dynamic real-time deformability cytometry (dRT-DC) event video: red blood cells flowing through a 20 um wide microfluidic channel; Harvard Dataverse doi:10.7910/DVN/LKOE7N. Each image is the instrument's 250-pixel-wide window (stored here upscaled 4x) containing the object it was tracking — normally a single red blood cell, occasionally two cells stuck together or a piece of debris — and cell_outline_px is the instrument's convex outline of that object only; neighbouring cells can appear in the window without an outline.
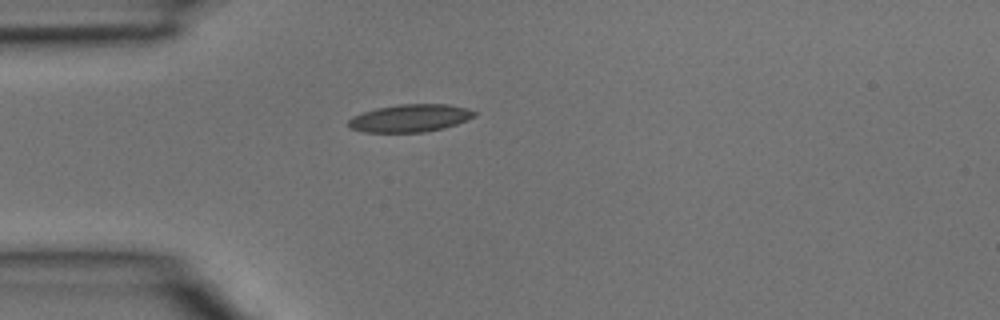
{"species": "common noctule bat (a hibernating species)", "species_latin": "Nyctalus noctula", "temperature_condition": "room temperature", "stored_images_in_passage": 3, "camera_frame_rate_fps": 3000, "um_per_image_px": 0.085, "animal": {"sex": "male", "body_mass_g": 15.6}, "frame": {"image": 1, "passage_image": 3, "time_ms": 0.667, "image_size_px": [1000, 320], "cell_outline_px": [[476, 116], [468, 120], [444, 128], [424, 132], [364, 132], [348, 128], [348, 120], [352, 116], [376, 108], [396, 104], [448, 104], [468, 108], [476, 112]], "centroid_in_image_um": [34.86, 10.04], "position_along_channel_um": 50.1, "area_um2": 20.46}}